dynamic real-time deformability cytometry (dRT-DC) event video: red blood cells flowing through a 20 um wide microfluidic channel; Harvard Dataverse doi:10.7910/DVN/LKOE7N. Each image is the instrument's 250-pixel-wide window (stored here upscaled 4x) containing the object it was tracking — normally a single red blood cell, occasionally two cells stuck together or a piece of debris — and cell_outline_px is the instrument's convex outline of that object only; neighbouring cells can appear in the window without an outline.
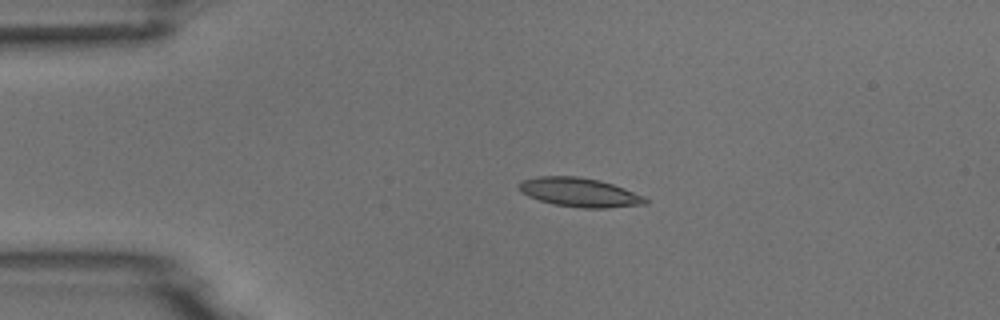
{"species": "common noctule bat (a hibernating species)", "species_latin": "Nyctalus noctula", "temperature_condition": "room temperature", "stored_images_in_passage": 3, "camera_frame_rate_fps": 3000, "um_per_image_px": 0.085, "animal": {"sex": "male", "body_mass_g": 18.8}, "frame": {"image": 1, "passage_image": 2, "time_ms": 2.0, "image_size_px": [1000, 320], "cell_outline_px": [[648, 204], [608, 208], [580, 208], [552, 204], [528, 196], [520, 192], [516, 188], [524, 180], [536, 176], [576, 176], [600, 180], [624, 188], [644, 196], [648, 200]], "centroid_in_image_um": [49.26, 16.36], "position_along_channel_um": 35.7, "area_um2": 21.5}}